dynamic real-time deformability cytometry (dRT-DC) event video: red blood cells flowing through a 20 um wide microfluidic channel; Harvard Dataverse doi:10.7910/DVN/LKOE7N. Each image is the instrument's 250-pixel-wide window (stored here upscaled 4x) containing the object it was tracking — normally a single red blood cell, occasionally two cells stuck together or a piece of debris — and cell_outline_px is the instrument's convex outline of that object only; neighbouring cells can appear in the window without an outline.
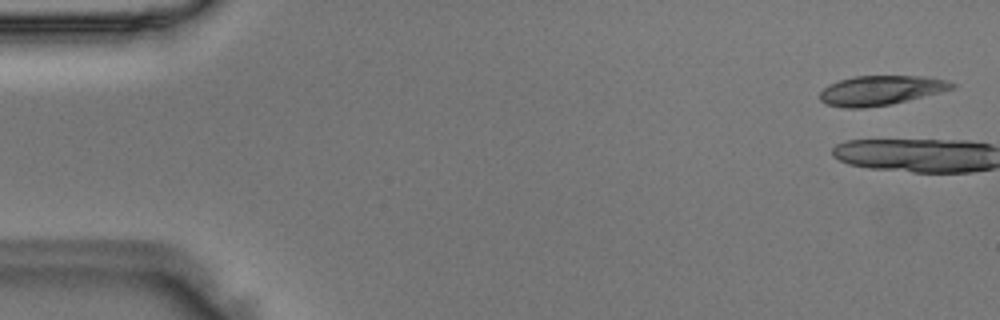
{"species": "Egyptian fruit bat (a non-hibernating species)", "species_latin": "Rousettus aegyptiacus", "temperature_condition": "room temperature", "stored_images_in_passage": 3, "camera_frame_rate_fps": 3000, "um_per_image_px": 0.085, "animal": {"sex": "male"}, "frame": {"image": 1, "passage_image": 2, "time_ms": 0.333, "image_size_px": [1000, 320], "cell_outline_px": [[956, 88], [892, 104], [864, 108], [844, 108], [828, 104], [820, 100], [820, 92], [828, 84], [852, 76], [928, 76], [948, 80], [956, 84]], "centroid_in_image_um": [74.89, 7.67], "position_along_channel_um": 10.1, "area_um2": 22.89}}